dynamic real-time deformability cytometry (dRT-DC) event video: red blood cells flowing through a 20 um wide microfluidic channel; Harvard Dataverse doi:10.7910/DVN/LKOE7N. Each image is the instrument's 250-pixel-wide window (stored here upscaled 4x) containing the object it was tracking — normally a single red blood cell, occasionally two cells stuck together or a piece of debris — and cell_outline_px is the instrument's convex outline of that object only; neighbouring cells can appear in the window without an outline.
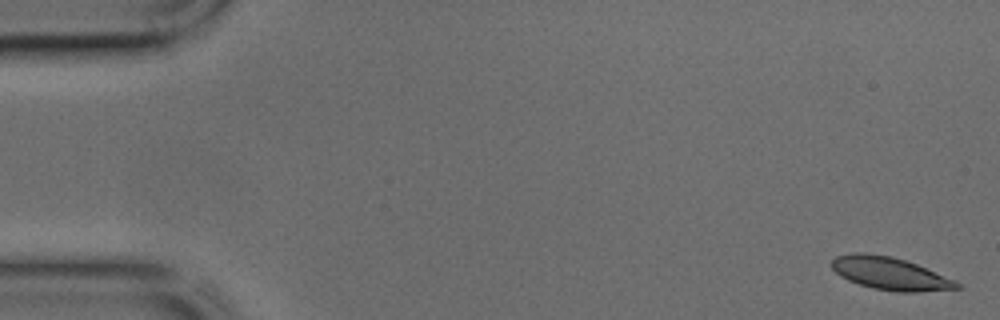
{"species": "common noctule bat (a hibernating species)", "species_latin": "Nyctalus noctula", "temperature_condition": "cold", "stored_images_in_passage": 17, "camera_frame_rate_fps": 3000, "um_per_image_px": 0.085, "animal": {"sex": "male", "body_mass_g": 17.9, "forearm_length_mm": 54.2}, "frame": {"image": 1, "passage_image": 1, "time_ms": 0.0, "image_size_px": [1000, 320], "cell_outline_px": [[964, 288], [920, 292], [896, 292], [872, 288], [848, 280], [840, 276], [832, 268], [832, 260], [836, 256], [852, 252], [864, 252], [892, 256], [916, 264], [956, 280]], "centroid_in_image_um": [75.67, 23.25], "position_along_channel_um": 9.3, "area_um2": 23.99}}